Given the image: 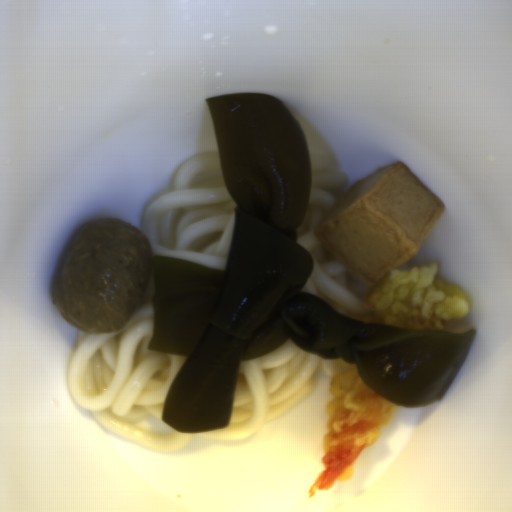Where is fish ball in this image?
I'll return each instance as SVG.
<instances>
[{
	"instance_id": "obj_1",
	"label": "fish ball",
	"mask_w": 512,
	"mask_h": 512,
	"mask_svg": "<svg viewBox=\"0 0 512 512\" xmlns=\"http://www.w3.org/2000/svg\"><path fill=\"white\" fill-rule=\"evenodd\" d=\"M445 208L397 161L349 186L314 234L360 286L370 288L417 255Z\"/></svg>"
}]
</instances>
